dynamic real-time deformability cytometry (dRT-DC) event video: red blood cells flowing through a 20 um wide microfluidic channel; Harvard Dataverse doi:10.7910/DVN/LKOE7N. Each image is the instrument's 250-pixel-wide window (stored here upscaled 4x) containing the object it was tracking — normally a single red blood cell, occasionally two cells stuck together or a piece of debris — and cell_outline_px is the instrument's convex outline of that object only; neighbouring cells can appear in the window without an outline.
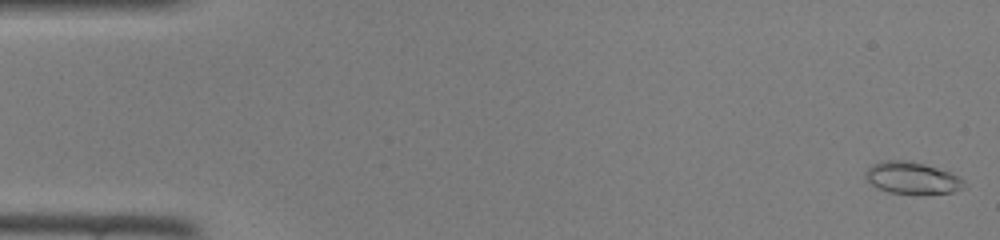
{"species": "common noctule bat (a hibernating species)", "species_latin": "Nyctalus noctula", "temperature_condition": "room temperature", "stored_images_in_passage": 46, "camera_frame_rate_fps": 3000, "um_per_image_px": 0.085, "animal": {"sex": "female", "body_mass_g": 22.0, "forearm_length_mm": 56.7}, "frame": {"image": 1, "passage_image": 1, "time_ms": 0.0, "image_size_px": [1000, 240], "cell_outline_px": [[968, 188], [952, 192], [888, 192], [876, 188], [864, 176], [864, 172], [872, 164], [884, 160], [908, 160], [924, 164], [948, 172], [964, 180], [968, 184]], "centroid_in_image_um": [77.52, 15.1], "position_along_channel_um": 7.5, "area_um2": 18.03}}
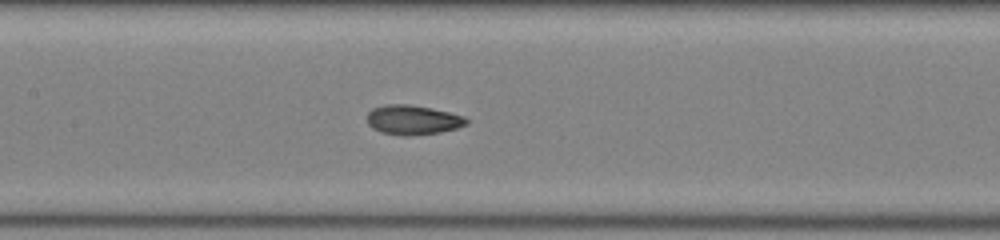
{"frame": {"image": 2, "passage_image": 22, "time_ms": 7.0, "image_size_px": [1000, 240], "cell_outline_px": [[468, 124], [456, 128], [440, 132], [408, 136], [404, 136], [380, 132], [372, 128], [368, 124], [368, 112], [372, 108], [384, 104], [408, 104], [432, 108], [464, 116], [468, 120]], "centroid_in_image_um": [35.07, 10.19], "position_along_channel_um": 172.3, "area_um2": 17.17}}
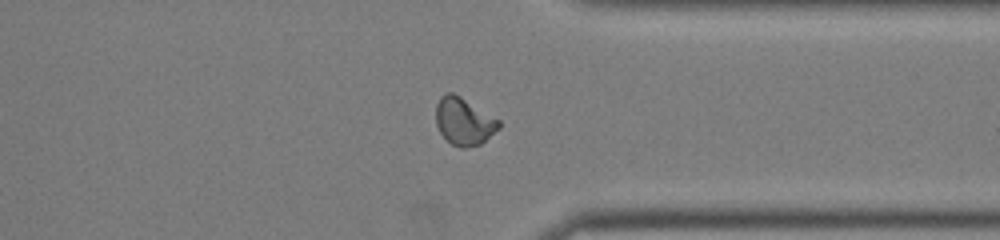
{"frame": {"image": 3, "passage_image": 36, "time_ms": 11.667, "image_size_px": [1000, 240], "cell_outline_px": [[500, 128], [480, 144], [464, 148], [460, 148], [452, 144], [440, 132], [436, 124], [436, 104], [440, 96], [444, 92], [452, 92], [460, 96], [500, 120]], "centroid_in_image_um": [39.42, 10.3], "position_along_channel_um": 372.0, "area_um2": 17.34}}